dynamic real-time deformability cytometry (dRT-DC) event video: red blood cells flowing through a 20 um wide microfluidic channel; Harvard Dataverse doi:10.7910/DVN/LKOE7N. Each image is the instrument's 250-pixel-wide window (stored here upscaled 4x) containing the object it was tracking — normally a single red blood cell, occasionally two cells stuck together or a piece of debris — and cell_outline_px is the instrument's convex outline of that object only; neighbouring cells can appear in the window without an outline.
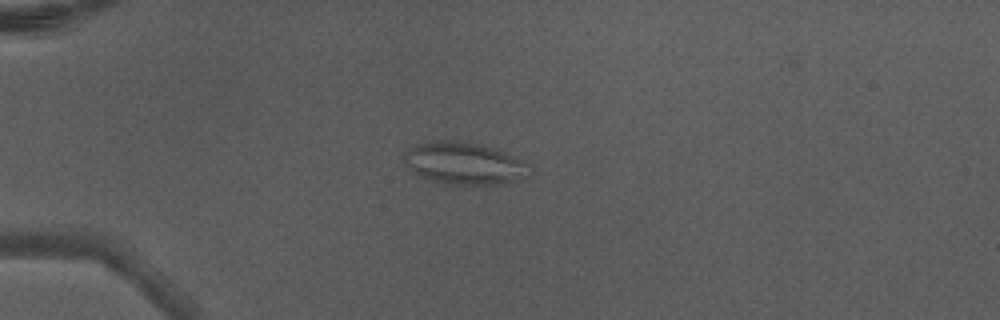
{"species": "Egyptian fruit bat (a non-hibernating species)", "species_latin": "Rousettus aegyptiacus", "temperature_condition": "warm", "stored_images_in_passage": 4, "camera_frame_rate_fps": 3000, "um_per_image_px": 0.085, "animal": {"sex": "male"}, "frame": {"image": 1, "passage_image": 3, "time_ms": 0.667, "image_size_px": [1000, 320], "cell_outline_px": [[520, 164], [516, 180], [504, 184], [444, 184], [416, 176], [404, 164], [400, 156], [408, 148], [424, 140], [456, 140], [476, 144], [492, 148], [504, 152], [520, 160]], "centroid_in_image_um": [39.13, 13.86], "position_along_channel_um": 45.9, "area_um2": 30.06}}